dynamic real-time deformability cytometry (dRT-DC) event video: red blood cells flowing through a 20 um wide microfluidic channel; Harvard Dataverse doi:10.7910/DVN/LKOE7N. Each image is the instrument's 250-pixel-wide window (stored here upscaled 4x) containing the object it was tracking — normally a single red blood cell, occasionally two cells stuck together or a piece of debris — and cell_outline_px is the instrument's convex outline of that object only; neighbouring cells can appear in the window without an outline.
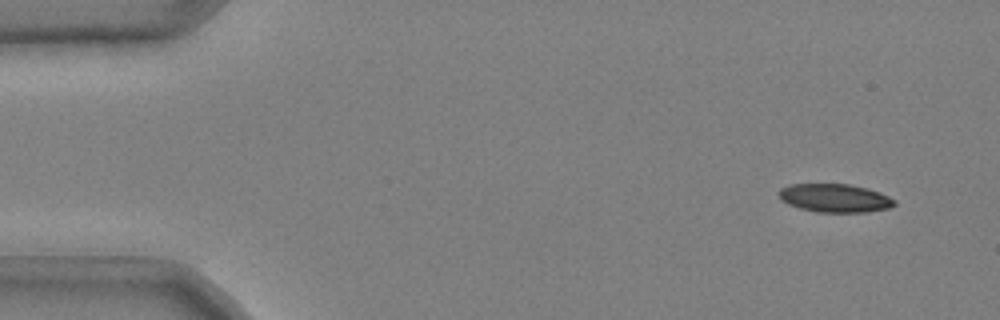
{"species": "common noctule bat (a hibernating species)", "species_latin": "Nyctalus noctula", "temperature_condition": "cold", "stored_images_in_passage": 5, "camera_frame_rate_fps": 3000, "um_per_image_px": 0.085, "animal": {"sex": "male", "body_mass_g": 20.4}, "frame": {"image": 1, "passage_image": 1, "time_ms": 0.0, "image_size_px": [1000, 320], "cell_outline_px": [[896, 204], [888, 208], [868, 212], [816, 212], [800, 208], [788, 204], [780, 200], [776, 192], [780, 188], [788, 184], [848, 184], [868, 188], [880, 192], [896, 200]], "centroid_in_image_um": [70.92, 16.83], "position_along_channel_um": 14.1, "area_um2": 19.36}}